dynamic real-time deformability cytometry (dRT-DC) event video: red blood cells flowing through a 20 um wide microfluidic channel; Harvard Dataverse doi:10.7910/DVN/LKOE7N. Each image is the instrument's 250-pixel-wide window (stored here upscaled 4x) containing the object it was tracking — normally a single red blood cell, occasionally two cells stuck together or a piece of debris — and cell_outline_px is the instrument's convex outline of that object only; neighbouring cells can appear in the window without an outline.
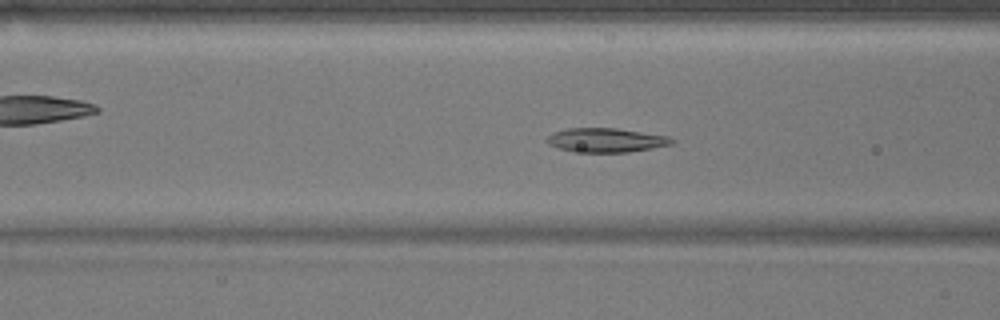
{"species": "common noctule bat (a hibernating species)", "species_latin": "Nyctalus noctula", "temperature_condition": "warm", "stored_images_in_passage": 53, "camera_frame_rate_fps": 3000, "um_per_image_px": 0.085, "animal": {"sex": "male", "body_mass_g": 17.9}, "frame": {"image": 1, "passage_image": 20, "time_ms": 6.333, "image_size_px": [1000, 320], "cell_outline_px": [[676, 140], [672, 144], [652, 148], [628, 152], [572, 152], [548, 144], [544, 140], [552, 132], [568, 128], [616, 128], [668, 136]], "centroid_in_image_um": [51.48, 11.91], "position_along_channel_um": 115.1, "area_um2": 17.63}}
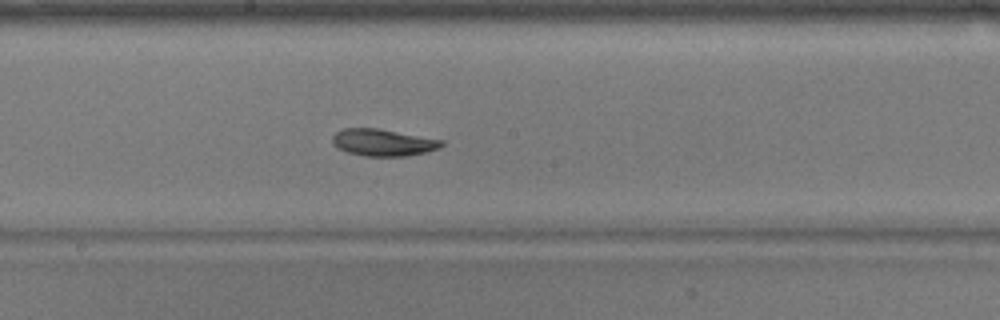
{"frame": {"image": 2, "passage_image": 28, "time_ms": 9.0, "image_size_px": [1000, 320], "cell_outline_px": [[444, 144], [440, 148], [424, 152], [404, 156], [364, 156], [348, 152], [332, 144], [332, 136], [336, 132], [344, 128], [376, 128], [444, 140]], "centroid_in_image_um": [32.56, 12.11], "position_along_channel_um": 215.6, "area_um2": 16.99}}
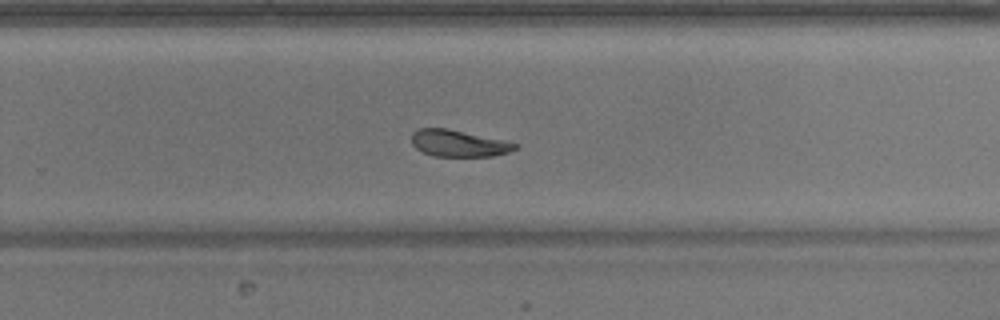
{"frame": {"image": 3, "passage_image": 34, "time_ms": 11.0, "image_size_px": [1000, 320], "cell_outline_px": [[520, 144], [516, 148], [508, 152], [492, 156], [432, 156], [416, 148], [412, 144], [412, 132], [420, 128], [448, 128]], "centroid_in_image_um": [38.96, 12.18], "position_along_channel_um": 290.8, "area_um2": 15.95}, "authors_computed_cell_mechanics": {"area_um2": 18.4382, "velocity_mm_per_s": 3.7713, "shape_relaxation_time_tau1_ms": 4.6587, "shape_relaxation_time_tau2_ms": 5.2767, "deformation_change_tau1": 0.1293, "deformation_change_tau2": 0.0967}}